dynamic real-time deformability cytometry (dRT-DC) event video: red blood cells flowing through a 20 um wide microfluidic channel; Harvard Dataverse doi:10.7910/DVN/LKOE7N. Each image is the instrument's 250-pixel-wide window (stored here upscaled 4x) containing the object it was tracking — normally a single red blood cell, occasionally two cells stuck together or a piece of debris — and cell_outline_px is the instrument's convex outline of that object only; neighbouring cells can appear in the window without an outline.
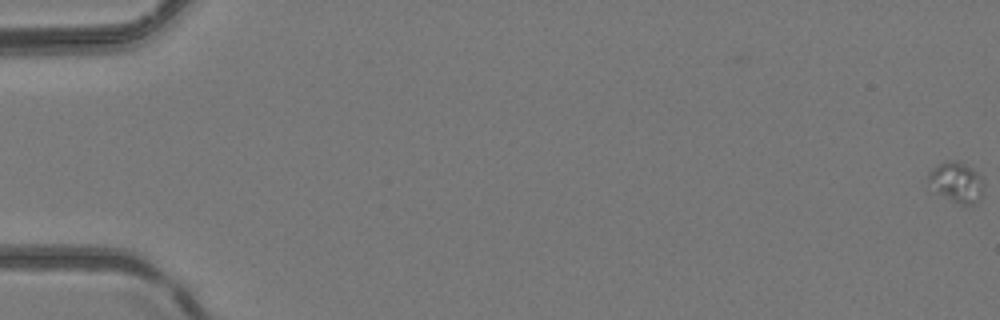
{"species": "common noctule bat (a hibernating species)", "species_latin": "Nyctalus noctula", "temperature_condition": "room temperature", "stored_images_in_passage": 6, "camera_frame_rate_fps": 3000, "um_per_image_px": 0.085, "animal": {"sex": "female", "body_mass_g": 24.6, "forearm_length_mm": 56.2}, "frame": {"image": 1, "passage_image": 1, "time_ms": 0.0, "image_size_px": [1000, 320], "cell_outline_px": [[984, 184], [980, 196], [972, 204], [964, 204], [940, 192], [928, 180], [928, 172], [932, 168], [940, 164], [952, 160], [956, 160], [972, 168], [980, 176]], "centroid_in_image_um": [81.34, 15.42], "position_along_channel_um": 3.7, "area_um2": 12.02}}